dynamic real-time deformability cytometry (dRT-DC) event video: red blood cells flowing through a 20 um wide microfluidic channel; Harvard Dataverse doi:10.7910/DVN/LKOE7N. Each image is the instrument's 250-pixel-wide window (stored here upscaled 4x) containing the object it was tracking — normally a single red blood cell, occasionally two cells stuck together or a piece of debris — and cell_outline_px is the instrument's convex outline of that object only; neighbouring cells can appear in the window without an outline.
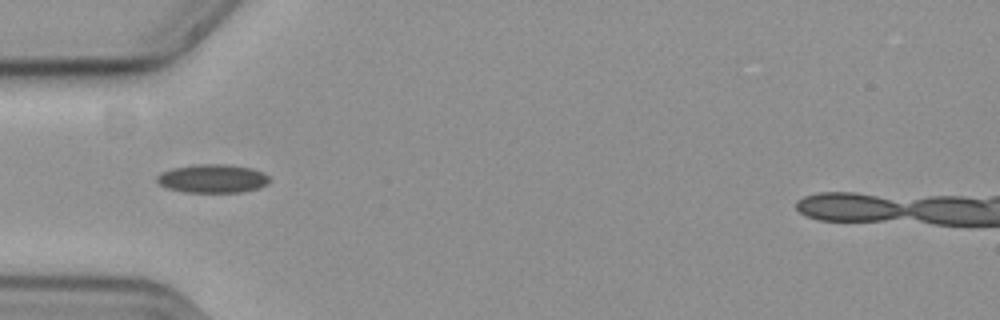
{"species": "common noctule bat (a hibernating species)", "species_latin": "Nyctalus noctula", "temperature_condition": "cold", "stored_images_in_passage": 12, "camera_frame_rate_fps": 3000, "um_per_image_px": 0.085, "animal": {"sex": "female", "body_mass_g": 19.3, "forearm_length_mm": 54.1}, "frame": {"image": 1, "passage_image": 3, "time_ms": 0.667, "image_size_px": [1000, 320], "cell_outline_px": [[268, 184], [256, 188], [240, 192], [184, 192], [168, 188], [160, 184], [156, 180], [156, 176], [160, 172], [172, 168], [196, 164], [224, 164], [252, 168], [268, 176]], "centroid_in_image_um": [18.02, 15.17], "position_along_channel_um": 67.0, "area_um2": 18.55}}